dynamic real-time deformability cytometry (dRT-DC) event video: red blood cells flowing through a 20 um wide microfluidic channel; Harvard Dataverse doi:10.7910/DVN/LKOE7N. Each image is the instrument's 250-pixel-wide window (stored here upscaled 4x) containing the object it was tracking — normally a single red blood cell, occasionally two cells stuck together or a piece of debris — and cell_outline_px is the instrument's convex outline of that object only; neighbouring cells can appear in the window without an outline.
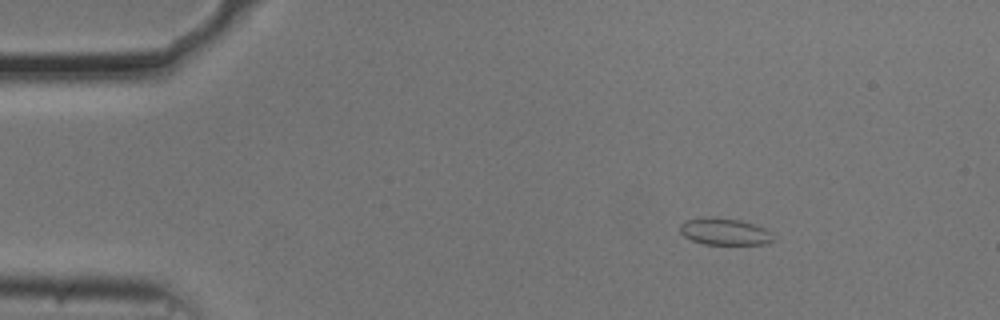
{"species": "common noctule bat (a hibernating species)", "species_latin": "Nyctalus noctula", "temperature_condition": "cold", "stored_images_in_passage": 48, "camera_frame_rate_fps": 3000, "um_per_image_px": 0.085, "animal": {"sex": "male", "body_mass_g": 20.5, "forearm_length_mm": 52.5}, "frame": {"image": 1, "passage_image": 1, "time_ms": 0.0, "image_size_px": [1000, 320], "cell_outline_px": [[772, 240], [764, 244], [704, 244], [692, 240], [684, 236], [680, 232], [680, 224], [684, 220], [708, 216], [740, 220], [764, 228], [768, 232]], "centroid_in_image_um": [61.49, 19.67], "position_along_channel_um": 23.5, "area_um2": 14.33}}
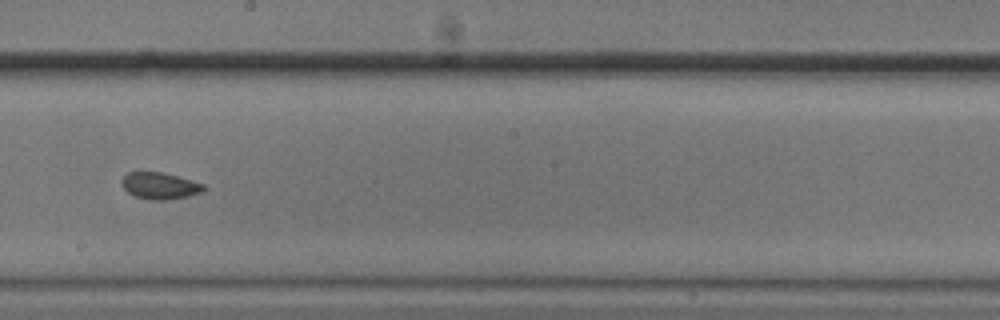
{"frame": {"image": 2, "passage_image": 24, "time_ms": 7.667, "image_size_px": [1000, 320], "cell_outline_px": [[208, 188], [200, 192], [188, 196], [168, 200], [152, 200], [136, 196], [128, 192], [124, 188], [120, 180], [128, 172], [160, 172], [176, 176], [204, 184]], "centroid_in_image_um": [13.59, 15.79], "position_along_channel_um": 234.6, "area_um2": 12.6}}
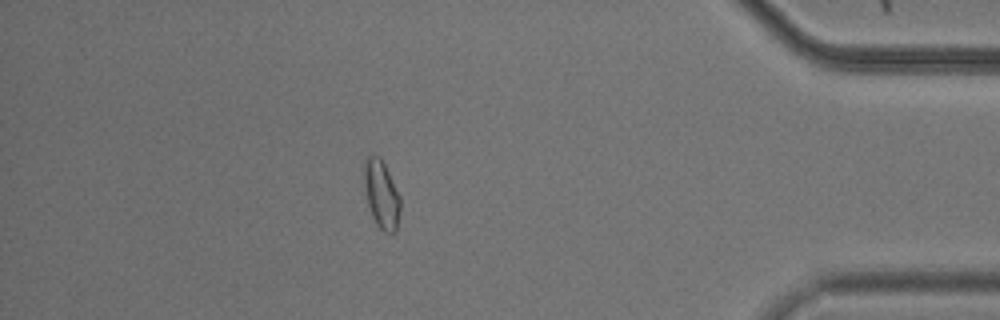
{"frame": {"image": 3, "passage_image": 41, "time_ms": 13.333, "image_size_px": [1000, 320], "cell_outline_px": [[400, 208], [396, 232], [384, 232], [376, 224], [372, 216], [368, 204], [364, 188], [364, 164], [368, 156], [380, 156], [400, 196]], "centroid_in_image_um": [32.42, 16.54], "position_along_channel_um": 402.8, "area_um2": 14.16}, "authors_computed_cell_mechanics": {"area_um2": 13.3518, "velocity_mm_per_s": 3.6973, "shape_relaxation_time_tau1_ms": null, "shape_relaxation_time_tau2_ms": 2.7069, "deformation_change_tau1": null, "deformation_change_tau2": 0.0523}}